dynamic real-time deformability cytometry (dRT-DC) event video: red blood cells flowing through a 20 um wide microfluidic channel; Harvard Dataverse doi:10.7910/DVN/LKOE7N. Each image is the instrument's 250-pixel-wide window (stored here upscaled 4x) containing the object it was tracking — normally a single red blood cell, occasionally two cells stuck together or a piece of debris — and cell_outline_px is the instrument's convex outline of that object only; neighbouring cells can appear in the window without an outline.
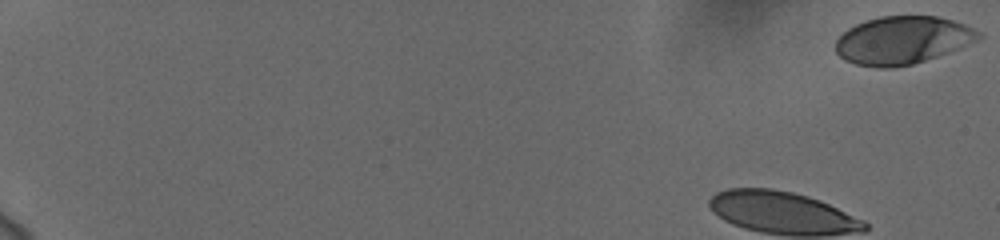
{"species": "human", "species_latin": "Homo sapiens", "temperature_condition": "cold", "stored_images_in_passage": 54, "camera_frame_rate_fps": 3000, "um_per_image_px": 0.085, "donor": {"sex": "female"}, "frame": {"image": 1, "passage_image": 1, "time_ms": 0.0, "image_size_px": [1000, 240], "cell_outline_px": [[984, 36], [980, 40], [960, 48], [912, 64], [892, 68], [876, 68], [856, 64], [844, 60], [836, 52], [836, 40], [848, 28], [864, 20], [880, 16], [936, 16], [952, 20], [964, 24], [980, 32]], "centroid_in_image_um": [76.72, 3.42], "position_along_channel_um": 8.3, "area_um2": 39.94}}
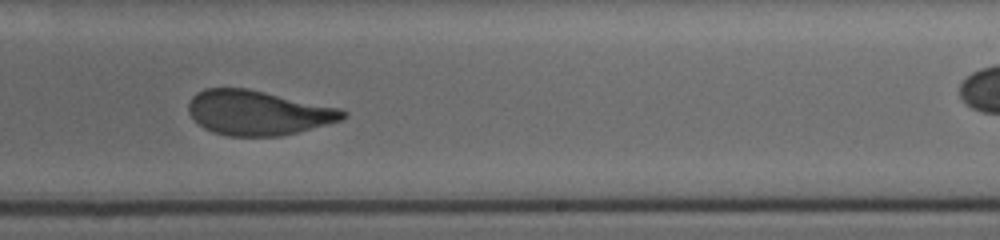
{"frame": {"image": 2, "passage_image": 35, "time_ms": 11.333, "image_size_px": [1000, 240], "cell_outline_px": [[348, 116], [340, 120], [296, 132], [280, 136], [228, 136], [212, 132], [204, 128], [188, 112], [188, 104], [192, 96], [196, 92], [204, 88], [248, 88], [340, 108], [348, 112]], "centroid_in_image_um": [21.9, 9.57], "position_along_channel_um": 267.1, "area_um2": 40.06}}
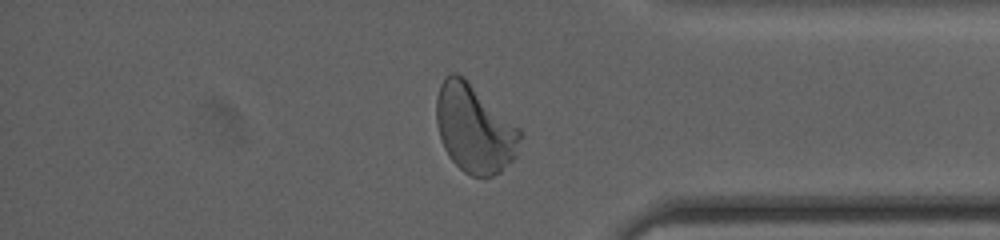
{"frame": {"image": 3, "passage_image": 46, "time_ms": 15.0, "image_size_px": [1000, 240], "cell_outline_px": [[524, 132], [516, 156], [500, 172], [492, 176], [472, 176], [464, 172], [448, 156], [440, 140], [436, 120], [436, 100], [440, 84], [452, 72], [456, 72], [464, 76], [520, 128]], "centroid_in_image_um": [40.34, 10.92], "position_along_channel_um": 394.9, "area_um2": 43.29}, "authors_computed_cell_mechanics": {"area_um2": 41.0958, "velocity_mm_per_s": 3.699, "shape_relaxation_time_tau1_ms": 5.0935, "shape_relaxation_time_tau2_ms": 0.9654, "deformation_change_tau1": 0.1875, "deformation_change_tau2": 0.0648}}